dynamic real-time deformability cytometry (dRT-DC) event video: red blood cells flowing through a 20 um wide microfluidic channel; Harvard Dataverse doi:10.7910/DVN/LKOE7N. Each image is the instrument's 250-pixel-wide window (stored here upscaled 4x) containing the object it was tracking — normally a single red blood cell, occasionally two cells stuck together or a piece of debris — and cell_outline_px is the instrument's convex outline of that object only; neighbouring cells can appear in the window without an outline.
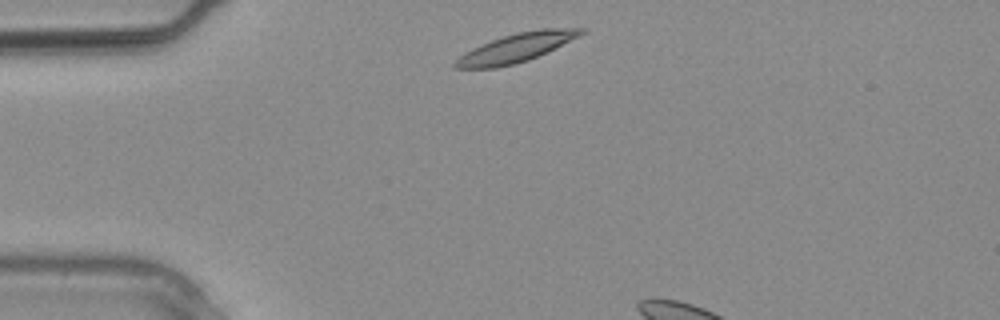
{"species": "common noctule bat (a hibernating species)", "species_latin": "Nyctalus noctula", "temperature_condition": "warm", "stored_images_in_passage": 2, "segment_of_instrument_passage": [2, 2], "camera_frame_rate_fps": 3000, "um_per_image_px": 0.085, "animal": {"sex": "male", "body_mass_g": 20.4}, "frame": {"image": 1, "passage_image": 2, "time_ms": 0.333, "image_size_px": [1000, 320], "cell_outline_px": [[584, 32], [528, 60], [496, 68], [452, 68], [452, 64], [460, 56], [472, 48], [480, 44], [516, 32], [540, 28], [584, 28]], "centroid_in_image_um": [43.77, 4.06], "position_along_channel_um": 41.2, "area_um2": 20.4}}